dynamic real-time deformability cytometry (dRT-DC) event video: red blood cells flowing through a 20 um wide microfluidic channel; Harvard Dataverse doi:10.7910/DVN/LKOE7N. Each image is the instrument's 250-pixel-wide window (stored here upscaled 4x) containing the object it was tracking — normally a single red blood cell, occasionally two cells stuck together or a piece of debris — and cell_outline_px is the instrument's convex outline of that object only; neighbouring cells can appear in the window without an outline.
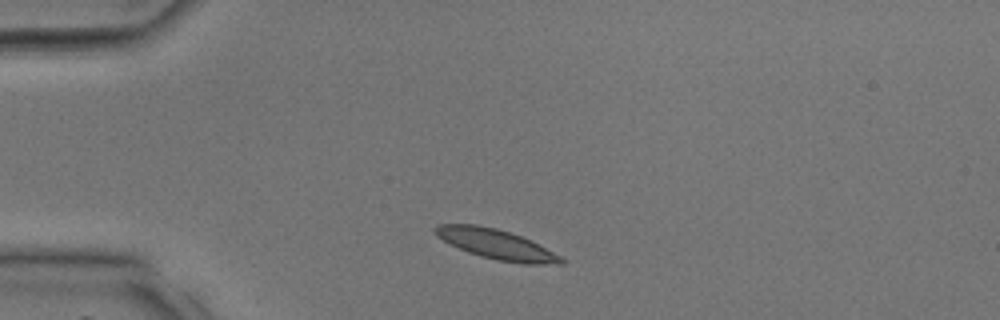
{"species": "common noctule bat (a hibernating species)", "species_latin": "Nyctalus noctula", "temperature_condition": "room temperature", "stored_images_in_passage": 32, "camera_frame_rate_fps": 3000, "um_per_image_px": 0.085, "animal": {"sex": "male", "body_mass_g": 17.9, "forearm_length_mm": 54.2}, "frame": {"image": 1, "passage_image": 3, "time_ms": 0.667, "image_size_px": [1000, 320], "cell_outline_px": [[568, 260], [564, 264], [520, 264], [496, 260], [480, 256], [468, 252], [436, 236], [432, 228], [436, 224], [476, 224], [496, 228], [520, 236]], "centroid_in_image_um": [42.16, 20.77], "position_along_channel_um": 42.8, "area_um2": 21.73}}
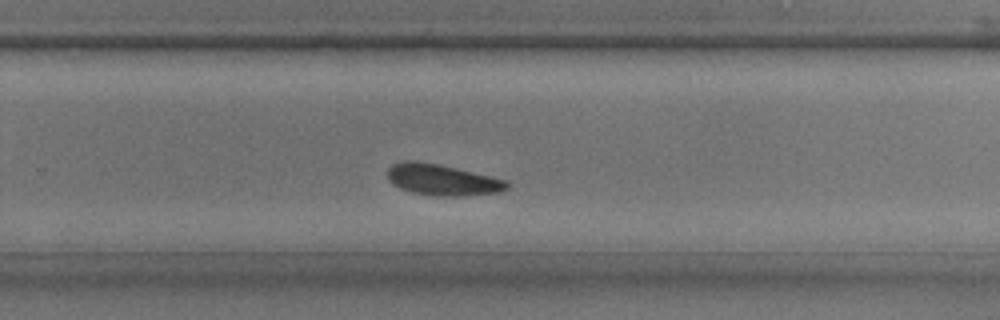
{"frame": {"image": 2, "passage_image": 19, "time_ms": 6.0, "image_size_px": [1000, 320], "cell_outline_px": [[508, 188], [500, 192], [460, 196], [436, 196], [412, 192], [400, 188], [392, 184], [388, 180], [388, 168], [392, 164], [404, 160], [416, 160], [456, 168], [508, 180]], "centroid_in_image_um": [37.57, 15.28], "position_along_channel_um": 292.2, "area_um2": 21.68}}
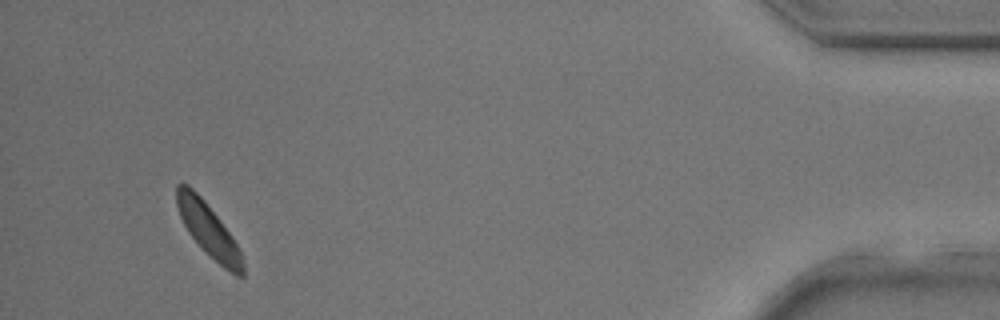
{"frame": {"image": 3, "passage_image": 30, "time_ms": 9.667, "image_size_px": [1000, 320], "cell_outline_px": [[244, 276], [236, 276], [224, 268], [188, 232], [180, 216], [176, 204], [176, 184], [188, 184], [204, 200], [220, 220], [232, 236], [240, 252], [244, 264]], "centroid_in_image_um": [17.71, 19.51], "position_along_channel_um": 417.5, "area_um2": 19.83}}